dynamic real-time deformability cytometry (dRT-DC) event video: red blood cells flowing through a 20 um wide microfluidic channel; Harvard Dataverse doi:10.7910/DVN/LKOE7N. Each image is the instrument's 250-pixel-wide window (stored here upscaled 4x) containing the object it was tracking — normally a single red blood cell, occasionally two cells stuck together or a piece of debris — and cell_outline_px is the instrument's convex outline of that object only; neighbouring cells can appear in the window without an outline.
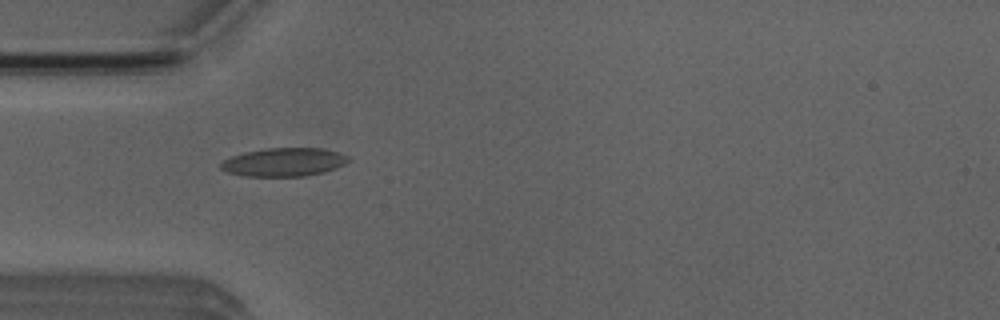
{"species": "Egyptian fruit bat (a non-hibernating species)", "species_latin": "Rousettus aegyptiacus", "temperature_condition": "room temperature", "stored_images_in_passage": 6, "camera_frame_rate_fps": 3000, "um_per_image_px": 0.085, "animal": {"sex": "male"}, "frame": {"image": 1, "passage_image": 4, "time_ms": 4.333, "image_size_px": [1000, 320], "cell_outline_px": [[352, 160], [344, 164], [324, 172], [304, 176], [244, 176], [228, 172], [220, 168], [220, 164], [224, 160], [232, 156], [244, 152], [264, 148], [320, 148], [336, 152], [348, 156]], "centroid_in_image_um": [24.12, 13.78], "position_along_channel_um": 60.9, "area_um2": 21.04}}